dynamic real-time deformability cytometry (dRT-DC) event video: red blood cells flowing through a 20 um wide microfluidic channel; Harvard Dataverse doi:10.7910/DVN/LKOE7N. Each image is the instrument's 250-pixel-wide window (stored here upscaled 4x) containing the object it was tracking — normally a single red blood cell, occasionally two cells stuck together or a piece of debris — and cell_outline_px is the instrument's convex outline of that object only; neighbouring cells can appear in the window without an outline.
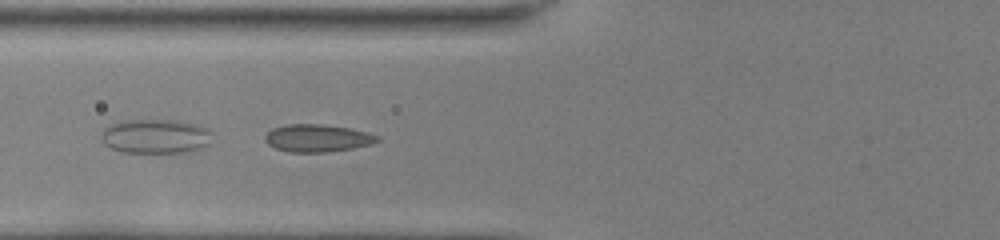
{"species": "common noctule bat (a hibernating species)", "species_latin": "Nyctalus noctula", "temperature_condition": "room temperature", "stored_images_in_passage": 51, "camera_frame_rate_fps": 3000, "um_per_image_px": 0.085, "animal": {"sex": "female", "body_mass_g": 22.0, "forearm_length_mm": 56.7}, "frame": {"image": 1, "passage_image": 22, "time_ms": 7.0, "image_size_px": [1000, 240], "cell_outline_px": [[380, 140], [372, 144], [352, 148], [328, 152], [288, 152], [276, 148], [268, 144], [264, 140], [264, 136], [272, 128], [288, 124], [320, 124], [348, 128], [368, 132], [380, 136]], "centroid_in_image_um": [26.98, 11.74], "position_along_channel_um": 98.8, "area_um2": 18.03}}
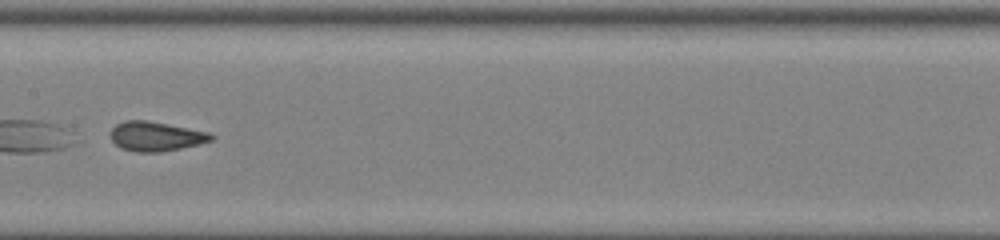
{"frame": {"image": 2, "passage_image": 29, "time_ms": 9.333, "image_size_px": [1000, 240], "cell_outline_px": [[216, 136], [212, 140], [180, 148], [160, 152], [136, 152], [120, 148], [112, 140], [112, 128], [116, 124], [124, 120], [148, 120], [208, 132]], "centroid_in_image_um": [13.23, 11.58], "position_along_channel_um": 194.2, "area_um2": 17.11}}
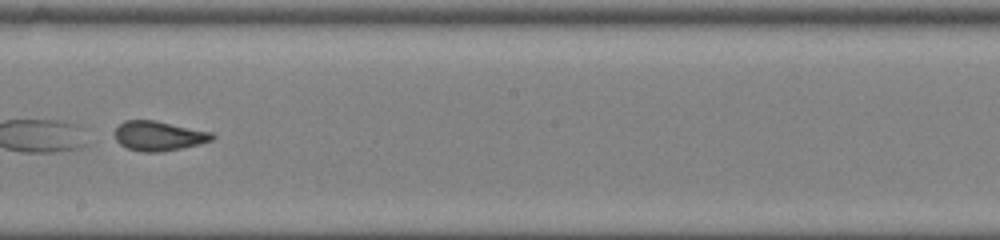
{"frame": {"image": 3, "passage_image": 32, "time_ms": 10.333, "image_size_px": [1000, 240], "cell_outline_px": [[216, 136], [212, 140], [200, 144], [160, 152], [140, 152], [128, 148], [120, 144], [116, 140], [116, 128], [124, 120], [156, 120], [212, 132]], "centroid_in_image_um": [13.51, 11.55], "position_along_channel_um": 234.7, "area_um2": 16.82}}